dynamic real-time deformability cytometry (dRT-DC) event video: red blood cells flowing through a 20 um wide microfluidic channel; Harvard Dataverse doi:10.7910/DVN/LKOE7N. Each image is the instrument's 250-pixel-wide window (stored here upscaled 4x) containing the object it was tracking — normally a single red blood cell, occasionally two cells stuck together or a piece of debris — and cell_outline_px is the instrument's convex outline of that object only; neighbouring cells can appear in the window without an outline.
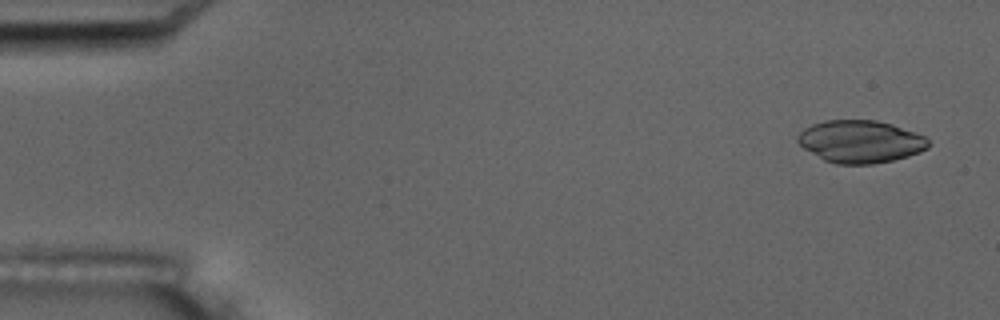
{"species": "common noctule bat (a hibernating species)", "species_latin": "Nyctalus noctula", "temperature_condition": "room temperature", "stored_images_in_passage": 5, "camera_frame_rate_fps": 3000, "um_per_image_px": 0.085, "animal": {"sex": "male", "body_mass_g": 17.5, "forearm_length_mm": 52.3}, "frame": {"image": 1, "passage_image": 1, "time_ms": 0.0, "image_size_px": [1000, 320], "cell_outline_px": [[928, 148], [920, 152], [908, 156], [892, 160], [872, 164], [836, 164], [824, 160], [804, 148], [796, 140], [796, 136], [804, 128], [812, 124], [824, 120], [876, 120], [892, 124], [924, 136], [928, 140]], "centroid_in_image_um": [73.11, 12.03], "position_along_channel_um": 11.9, "area_um2": 32.25}}